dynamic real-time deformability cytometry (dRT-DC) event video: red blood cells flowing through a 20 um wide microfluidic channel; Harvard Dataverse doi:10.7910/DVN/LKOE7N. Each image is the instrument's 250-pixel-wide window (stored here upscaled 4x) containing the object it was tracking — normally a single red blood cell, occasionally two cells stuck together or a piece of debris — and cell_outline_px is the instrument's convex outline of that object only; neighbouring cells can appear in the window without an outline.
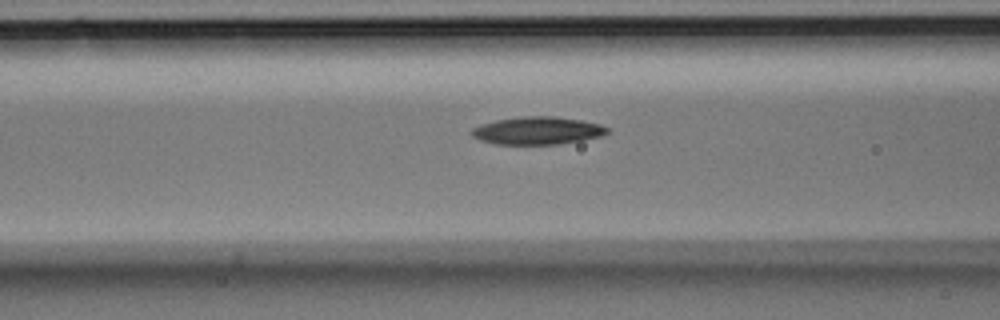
{"species": "Egyptian fruit bat (a non-hibernating species)", "species_latin": "Rousettus aegyptiacus", "temperature_condition": "room temperature", "stored_images_in_passage": 32, "camera_frame_rate_fps": 3000, "um_per_image_px": 0.085, "animal": {"sex": "male"}, "frame": {"image": 1, "passage_image": 14, "time_ms": 4.333, "image_size_px": [1000, 320], "cell_outline_px": [[608, 132], [600, 136], [580, 140], [556, 144], [496, 144], [480, 140], [472, 136], [472, 128], [480, 124], [496, 120], [524, 116], [556, 116], [580, 120], [600, 124], [608, 128]], "centroid_in_image_um": [45.66, 11.09], "position_along_channel_um": 120.9, "area_um2": 21.68}}
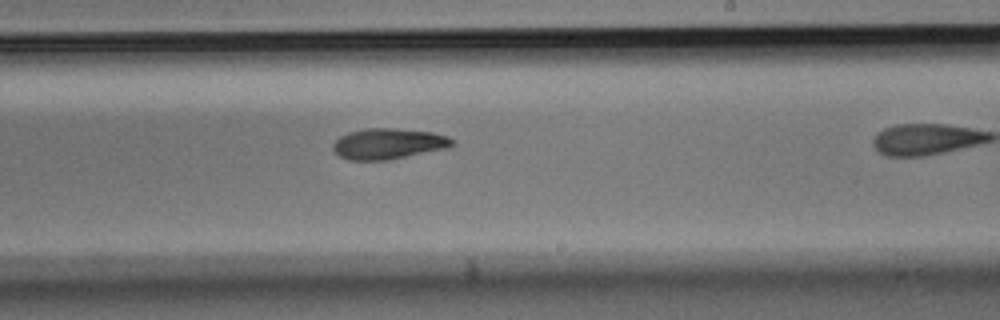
{"frame": {"image": 2, "passage_image": 23, "time_ms": 7.333, "image_size_px": [1000, 320], "cell_outline_px": [[456, 144], [448, 148], [384, 160], [348, 160], [340, 156], [332, 148], [332, 144], [340, 136], [348, 132], [368, 128], [396, 128], [432, 132], [448, 136], [456, 140]], "centroid_in_image_um": [33.03, 12.2], "position_along_channel_um": 256.0, "area_um2": 21.39}}
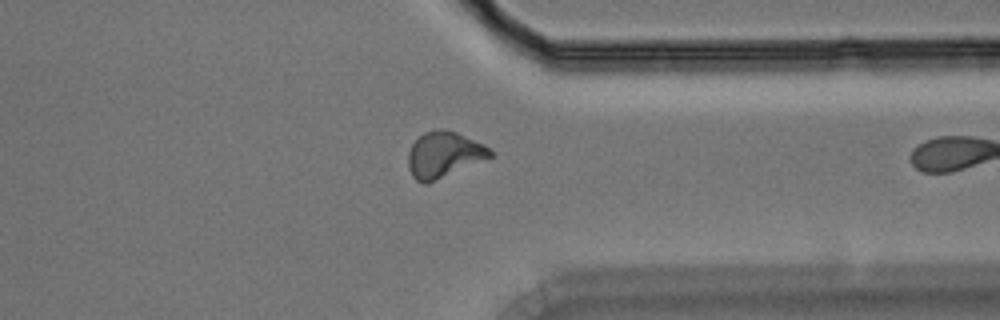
{"frame": {"image": 3, "passage_image": 31, "time_ms": 10.0, "image_size_px": [1000, 320], "cell_outline_px": [[492, 156], [428, 184], [424, 184], [416, 180], [412, 176], [408, 168], [408, 152], [412, 144], [424, 132], [440, 128], [444, 128], [456, 132], [484, 144], [492, 152]], "centroid_in_image_um": [37.69, 13.15], "position_along_channel_um": 373.7, "area_um2": 21.85}}